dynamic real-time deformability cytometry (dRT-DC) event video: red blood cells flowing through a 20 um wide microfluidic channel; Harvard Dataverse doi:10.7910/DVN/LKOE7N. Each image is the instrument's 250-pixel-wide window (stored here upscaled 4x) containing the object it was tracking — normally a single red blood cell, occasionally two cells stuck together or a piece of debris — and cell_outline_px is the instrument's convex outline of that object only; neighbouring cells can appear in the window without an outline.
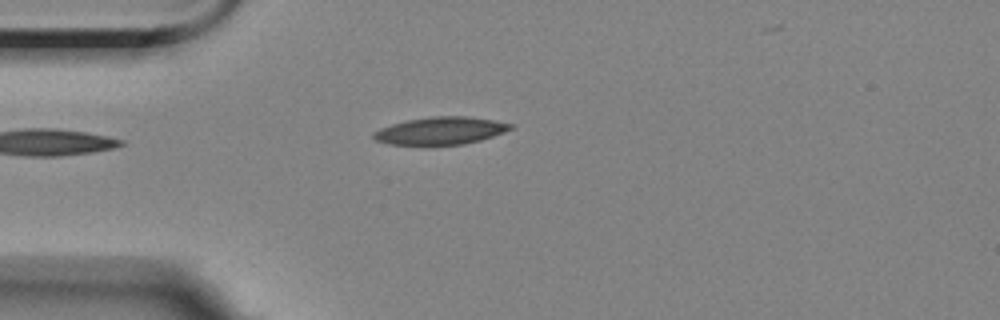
{"species": "Egyptian fruit bat (a non-hibernating species)", "species_latin": "Rousettus aegyptiacus", "temperature_condition": "room temperature", "stored_images_in_passage": 4, "camera_frame_rate_fps": 3000, "um_per_image_px": 0.085, "animal": {"sex": "female"}, "frame": {"image": 1, "passage_image": 4, "time_ms": 4.333, "image_size_px": [1000, 320], "cell_outline_px": [[512, 128], [504, 132], [480, 140], [464, 144], [388, 144], [376, 140], [372, 136], [372, 132], [380, 128], [392, 124], [408, 120], [432, 116], [468, 116], [492, 120], [512, 124]], "centroid_in_image_um": [37.42, 11.1], "position_along_channel_um": 47.6, "area_um2": 21.62}}